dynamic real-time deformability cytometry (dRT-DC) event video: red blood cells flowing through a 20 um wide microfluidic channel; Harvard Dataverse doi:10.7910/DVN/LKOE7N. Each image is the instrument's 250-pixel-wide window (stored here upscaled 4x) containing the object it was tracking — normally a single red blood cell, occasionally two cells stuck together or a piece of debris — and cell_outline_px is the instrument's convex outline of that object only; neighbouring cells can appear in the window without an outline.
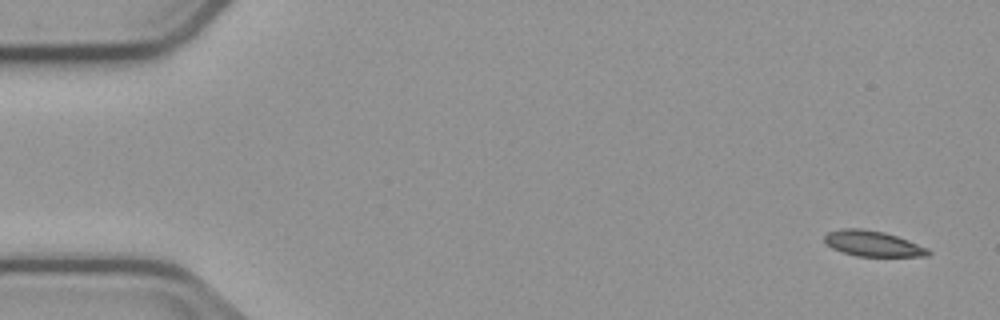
{"species": "common noctule bat (a hibernating species)", "species_latin": "Nyctalus noctula", "temperature_condition": "cold", "stored_images_in_passage": 5, "camera_frame_rate_fps": 3000, "um_per_image_px": 0.085, "animal": {"sex": "male", "body_mass_g": 23.1, "forearm_length_mm": 52.7}, "frame": {"image": 1, "passage_image": 1, "time_ms": 0.0, "image_size_px": [1000, 320], "cell_outline_px": [[932, 252], [928, 256], [856, 256], [832, 248], [824, 240], [824, 236], [828, 232], [840, 228], [860, 228], [884, 232], [908, 240], [928, 248]], "centroid_in_image_um": [74.19, 20.7], "position_along_channel_um": 10.8, "area_um2": 15.37}}
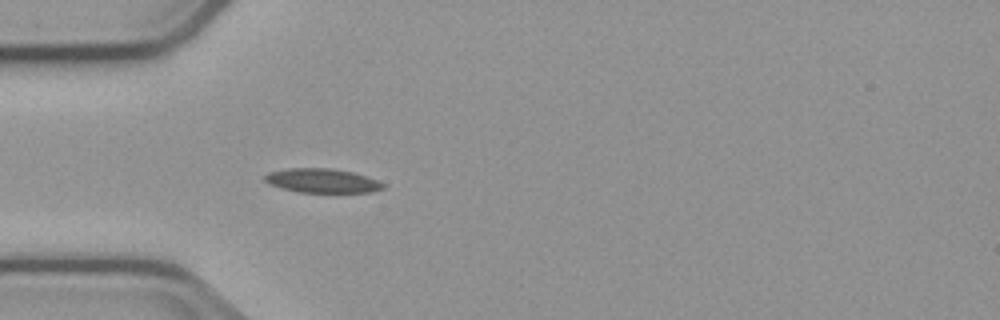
{"frame": {"image": 2, "passage_image": 5, "time_ms": 4.667, "image_size_px": [1000, 320], "cell_outline_px": [[384, 188], [372, 192], [296, 192], [280, 188], [268, 184], [264, 180], [264, 176], [268, 172], [288, 168], [332, 168], [352, 172], [376, 180], [384, 184]], "centroid_in_image_um": [27.32, 15.36], "position_along_channel_um": 57.7, "area_um2": 16.65}}